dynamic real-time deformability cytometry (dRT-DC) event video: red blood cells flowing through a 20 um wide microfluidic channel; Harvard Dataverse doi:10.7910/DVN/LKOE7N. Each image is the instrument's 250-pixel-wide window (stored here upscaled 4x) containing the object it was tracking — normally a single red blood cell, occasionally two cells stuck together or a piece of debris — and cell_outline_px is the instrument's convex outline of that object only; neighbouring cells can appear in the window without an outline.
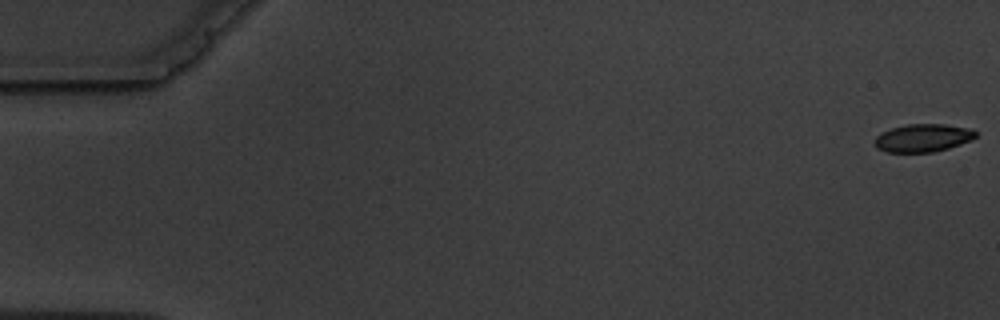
{"species": "common noctule bat (a hibernating species)", "species_latin": "Nyctalus noctula", "temperature_condition": "warm", "stored_images_in_passage": 8, "camera_frame_rate_fps": 3000, "um_per_image_px": 0.085, "animal": {"sex": "male", "body_mass_g": 19.5, "forearm_length_mm": 54.6}, "frame": {"image": 1, "passage_image": 1, "time_ms": 0.0, "image_size_px": [1000, 320], "cell_outline_px": [[976, 136], [960, 144], [948, 148], [932, 152], [888, 152], [876, 148], [876, 136], [880, 132], [892, 128], [908, 124], [944, 124], [968, 128], [976, 132]], "centroid_in_image_um": [78.41, 11.72], "position_along_channel_um": 6.6, "area_um2": 16.18}}
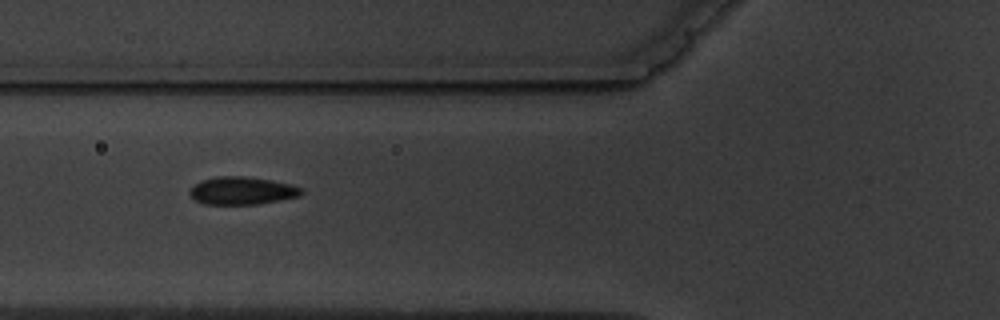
{"frame": {"image": 2, "passage_image": 7, "time_ms": 7.0, "image_size_px": [1000, 320], "cell_outline_px": [[304, 192], [300, 196], [256, 204], [204, 204], [196, 200], [188, 192], [200, 180], [216, 176], [244, 176], [272, 180], [292, 184], [304, 188]], "centroid_in_image_um": [20.61, 16.2], "position_along_channel_um": 105.2, "area_um2": 18.09}}
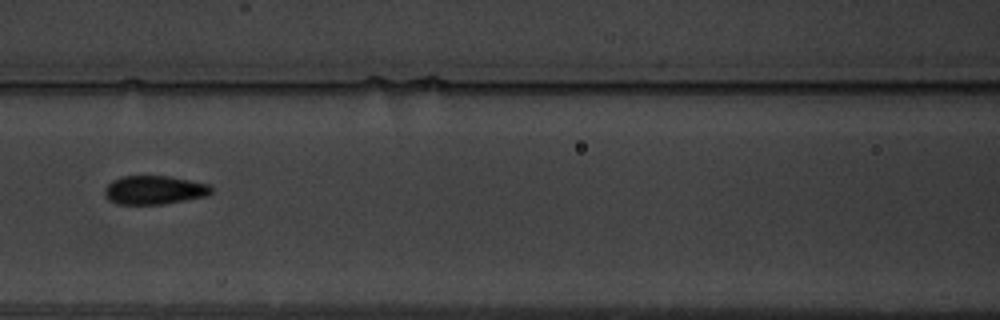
{"frame": {"image": 3, "passage_image": 8, "time_ms": 8.333, "image_size_px": [1000, 320], "cell_outline_px": [[212, 192], [208, 196], [164, 204], [116, 204], [108, 200], [104, 196], [104, 188], [112, 180], [124, 176], [168, 176], [208, 184], [212, 188]], "centroid_in_image_um": [13.09, 16.16], "position_along_channel_um": 153.5, "area_um2": 17.92}}